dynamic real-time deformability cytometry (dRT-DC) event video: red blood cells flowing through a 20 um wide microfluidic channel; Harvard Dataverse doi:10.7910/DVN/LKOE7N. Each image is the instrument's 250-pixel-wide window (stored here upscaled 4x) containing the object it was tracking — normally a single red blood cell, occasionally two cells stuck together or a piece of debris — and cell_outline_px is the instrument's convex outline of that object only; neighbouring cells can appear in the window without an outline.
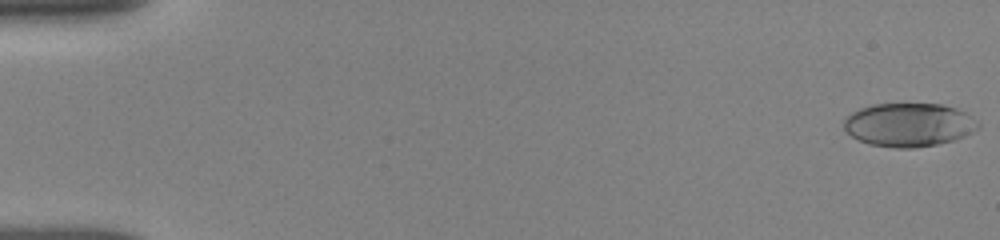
{"species": "human", "species_latin": "Homo sapiens", "temperature_condition": "room temperature", "stored_images_in_passage": 73, "camera_frame_rate_fps": 3000, "um_per_image_px": 0.085, "donor": {"sex": "female"}, "frame": {"image": 1, "passage_image": 1, "time_ms": 0.0, "image_size_px": [1000, 240], "cell_outline_px": [[980, 128], [964, 136], [952, 140], [936, 144], [912, 148], [892, 148], [868, 144], [852, 136], [844, 128], [844, 120], [852, 112], [860, 108], [872, 104], [940, 104], [956, 108], [964, 112], [980, 124]], "centroid_in_image_um": [77.24, 10.61], "position_along_channel_um": 7.8, "area_um2": 33.87}}
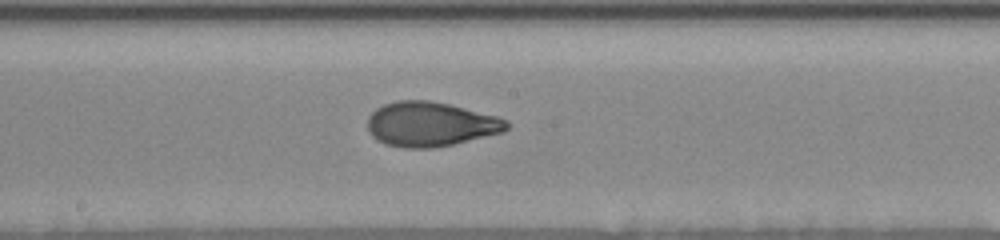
{"frame": {"image": 2, "passage_image": 37, "time_ms": 9.333, "image_size_px": [1000, 240], "cell_outline_px": [[508, 128], [504, 132], [452, 144], [432, 148], [404, 148], [384, 144], [372, 136], [368, 132], [368, 116], [376, 108], [384, 104], [396, 100], [428, 100], [448, 104], [496, 116], [508, 120]], "centroid_in_image_um": [36.56, 10.56], "position_along_channel_um": 211.6, "area_um2": 36.07}}
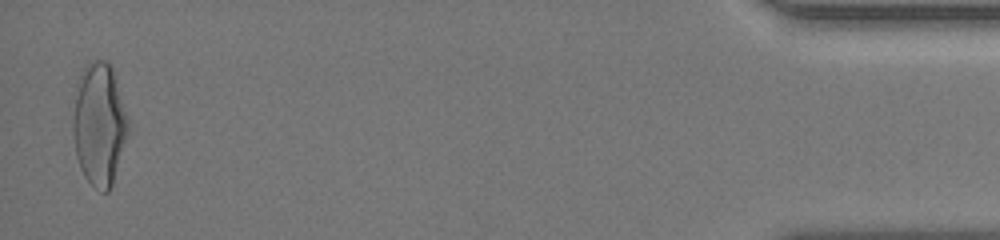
{"frame": {"image": 3, "passage_image": 71, "time_ms": 17.0, "image_size_px": [1000, 240], "cell_outline_px": [[128, 128], [112, 184], [108, 192], [104, 192], [92, 184], [84, 176], [80, 168], [76, 156], [72, 132], [72, 120], [76, 84], [80, 72], [88, 60], [108, 60], [112, 68], [128, 120]], "centroid_in_image_um": [8.38, 10.5], "position_along_channel_um": 426.8, "area_um2": 39.13}, "authors_computed_cell_mechanics": {"area_um2": 35.2002, "velocity_mm_per_s": 3.8526, "shape_relaxation_time_tau1_ms": 4.8809, "shape_relaxation_time_tau2_ms": 0.7433, "deformation_change_tau1": 0.2048, "deformation_change_tau2": 0.0635}}